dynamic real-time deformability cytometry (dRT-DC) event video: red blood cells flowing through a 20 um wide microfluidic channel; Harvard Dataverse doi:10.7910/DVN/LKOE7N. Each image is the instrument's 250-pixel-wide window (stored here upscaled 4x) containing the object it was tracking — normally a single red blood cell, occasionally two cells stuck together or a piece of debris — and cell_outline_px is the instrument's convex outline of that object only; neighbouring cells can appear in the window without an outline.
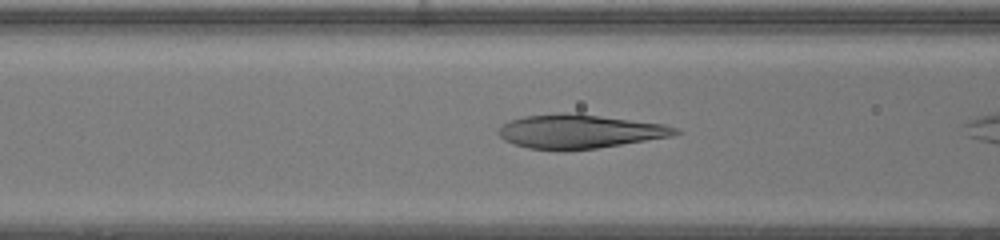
{"species": "human", "species_latin": "Homo sapiens", "temperature_condition": "warm", "stored_images_in_passage": 5, "camera_frame_rate_fps": 3000, "um_per_image_px": 0.085, "donor": {"sex": "female"}, "frame": {"image": 1, "passage_image": 4, "time_ms": 1.0, "image_size_px": [1000, 240], "cell_outline_px": [[684, 132], [672, 136], [596, 148], [564, 152], [528, 148], [504, 140], [496, 132], [500, 124], [508, 120], [524, 116], [560, 112], [576, 112], [664, 124], [680, 128]], "centroid_in_image_um": [49.24, 11.16], "position_along_channel_um": 117.4, "area_um2": 35.78}}